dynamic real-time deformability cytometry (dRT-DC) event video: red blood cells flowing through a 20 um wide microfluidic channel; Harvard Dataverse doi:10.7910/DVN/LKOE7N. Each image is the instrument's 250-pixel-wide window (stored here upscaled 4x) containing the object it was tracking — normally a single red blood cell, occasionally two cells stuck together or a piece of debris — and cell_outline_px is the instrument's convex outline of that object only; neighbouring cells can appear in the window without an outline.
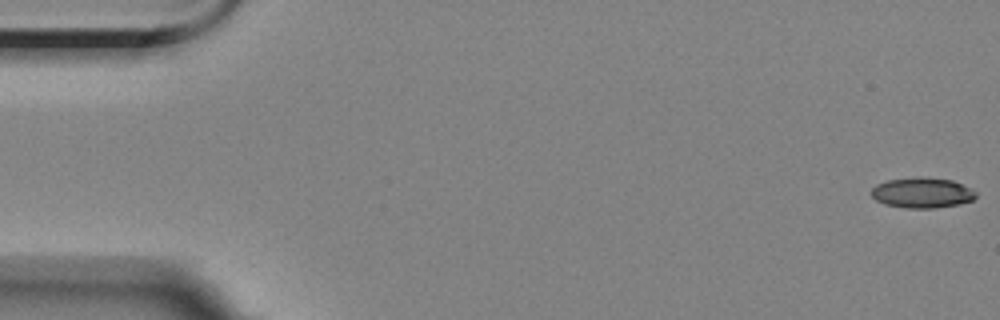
{"species": "Egyptian fruit bat (a non-hibernating species)", "species_latin": "Rousettus aegyptiacus", "temperature_condition": "room temperature", "stored_images_in_passage": 5, "camera_frame_rate_fps": 3000, "um_per_image_px": 0.085, "animal": {"sex": "female"}, "frame": {"image": 1, "passage_image": 1, "time_ms": 0.0, "image_size_px": [1000, 320], "cell_outline_px": [[976, 196], [972, 200], [960, 204], [936, 208], [908, 208], [884, 204], [876, 200], [872, 196], [872, 188], [876, 184], [888, 180], [952, 180], [976, 192]], "centroid_in_image_um": [78.37, 16.45], "position_along_channel_um": 6.6, "area_um2": 17.51}}